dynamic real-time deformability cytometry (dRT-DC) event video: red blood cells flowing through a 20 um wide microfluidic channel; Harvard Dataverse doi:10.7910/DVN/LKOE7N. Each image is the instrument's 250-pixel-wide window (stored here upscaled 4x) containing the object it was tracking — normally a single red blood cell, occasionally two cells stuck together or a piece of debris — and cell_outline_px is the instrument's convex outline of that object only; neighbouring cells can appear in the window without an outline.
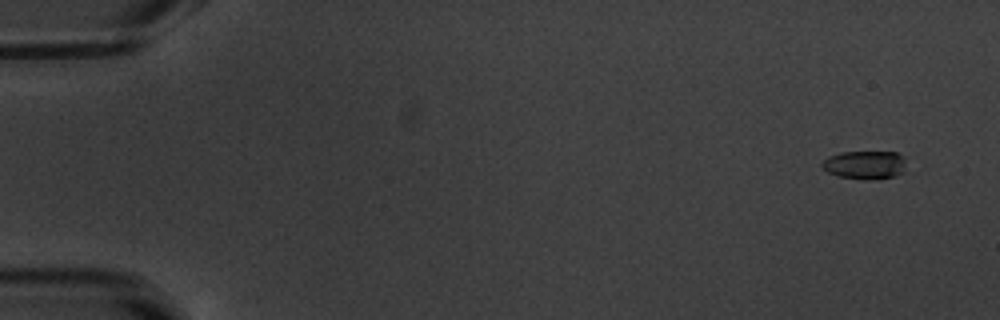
{"species": "common noctule bat (a hibernating species)", "species_latin": "Nyctalus noctula", "temperature_condition": "warm", "stored_images_in_passage": 55, "camera_frame_rate_fps": 3000, "um_per_image_px": 0.085, "animal": {"sex": "male", "body_mass_g": 20.1, "forearm_length_mm": 53.5}, "frame": {"image": 1, "passage_image": 4, "time_ms": 1.0, "image_size_px": [1000, 320], "cell_outline_px": [[904, 164], [900, 172], [892, 176], [868, 180], [840, 176], [828, 172], [820, 164], [828, 156], [840, 152], [896, 152], [904, 160]], "centroid_in_image_um": [73.44, 14.0], "position_along_channel_um": 11.6, "area_um2": 13.47}}
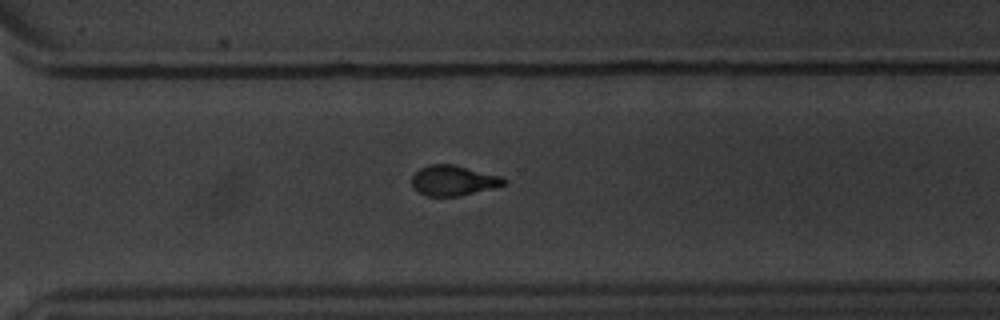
{"frame": {"image": 2, "passage_image": 40, "time_ms": 13.0, "image_size_px": [1000, 320], "cell_outline_px": [[508, 180], [504, 184], [492, 188], [460, 196], [428, 196], [420, 192], [412, 184], [412, 176], [420, 168], [428, 164], [452, 164], [500, 176]], "centroid_in_image_um": [38.53, 15.34], "position_along_channel_um": 332.1, "area_um2": 15.95}}
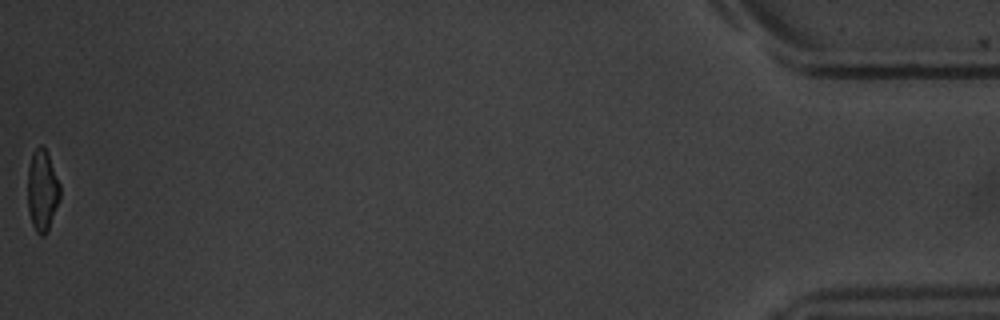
{"frame": {"image": 3, "passage_image": 55, "time_ms": 18.0, "image_size_px": [1000, 320], "cell_outline_px": [[60, 200], [48, 232], [44, 236], [40, 236], [36, 232], [32, 224], [28, 212], [28, 168], [32, 152], [40, 144], [44, 144], [48, 152], [60, 184]], "centroid_in_image_um": [3.6, 16.19], "position_along_channel_um": 431.6, "area_um2": 15.78}, "authors_computed_cell_mechanics": {"area_um2": 16.2996, "velocity_mm_per_s": 3.834, "shape_relaxation_time_tau1_ms": 3.2068, "shape_relaxation_time_tau2_ms": 2.7159, "deformation_change_tau1": 0.159, "deformation_change_tau2": 0.0953}}